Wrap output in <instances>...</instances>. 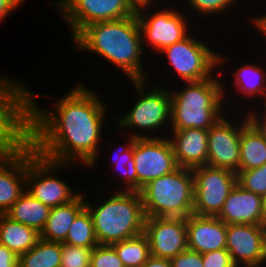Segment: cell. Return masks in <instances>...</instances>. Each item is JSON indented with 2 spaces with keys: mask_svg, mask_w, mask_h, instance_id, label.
Returning <instances> with one entry per match:
<instances>
[{
  "mask_svg": "<svg viewBox=\"0 0 266 267\" xmlns=\"http://www.w3.org/2000/svg\"><path fill=\"white\" fill-rule=\"evenodd\" d=\"M255 27H257V30L260 31V33H263L264 37H266V15H258L255 18H252Z\"/></svg>",
  "mask_w": 266,
  "mask_h": 267,
  "instance_id": "60d3db41",
  "label": "cell"
},
{
  "mask_svg": "<svg viewBox=\"0 0 266 267\" xmlns=\"http://www.w3.org/2000/svg\"><path fill=\"white\" fill-rule=\"evenodd\" d=\"M170 93L172 130L197 128L208 130L223 116L226 91L218 79L210 77ZM222 107V108H221ZM221 111V112H220Z\"/></svg>",
  "mask_w": 266,
  "mask_h": 267,
  "instance_id": "3957f363",
  "label": "cell"
},
{
  "mask_svg": "<svg viewBox=\"0 0 266 267\" xmlns=\"http://www.w3.org/2000/svg\"><path fill=\"white\" fill-rule=\"evenodd\" d=\"M249 123L245 120L234 126L224 115L208 129V165L237 173L240 163V133Z\"/></svg>",
  "mask_w": 266,
  "mask_h": 267,
  "instance_id": "5bb4252c",
  "label": "cell"
},
{
  "mask_svg": "<svg viewBox=\"0 0 266 267\" xmlns=\"http://www.w3.org/2000/svg\"><path fill=\"white\" fill-rule=\"evenodd\" d=\"M57 5L71 25L73 39L89 24L120 20L136 14L127 0H62Z\"/></svg>",
  "mask_w": 266,
  "mask_h": 267,
  "instance_id": "30bf717a",
  "label": "cell"
},
{
  "mask_svg": "<svg viewBox=\"0 0 266 267\" xmlns=\"http://www.w3.org/2000/svg\"><path fill=\"white\" fill-rule=\"evenodd\" d=\"M62 243L84 248H94L98 245L93 219L86 207L76 216Z\"/></svg>",
  "mask_w": 266,
  "mask_h": 267,
  "instance_id": "484cf974",
  "label": "cell"
},
{
  "mask_svg": "<svg viewBox=\"0 0 266 267\" xmlns=\"http://www.w3.org/2000/svg\"><path fill=\"white\" fill-rule=\"evenodd\" d=\"M145 217L187 218L193 214L194 175L178 167L151 180L139 190Z\"/></svg>",
  "mask_w": 266,
  "mask_h": 267,
  "instance_id": "5b68a950",
  "label": "cell"
},
{
  "mask_svg": "<svg viewBox=\"0 0 266 267\" xmlns=\"http://www.w3.org/2000/svg\"><path fill=\"white\" fill-rule=\"evenodd\" d=\"M262 209H263L264 221L266 222V193L262 196Z\"/></svg>",
  "mask_w": 266,
  "mask_h": 267,
  "instance_id": "b9f144b4",
  "label": "cell"
},
{
  "mask_svg": "<svg viewBox=\"0 0 266 267\" xmlns=\"http://www.w3.org/2000/svg\"><path fill=\"white\" fill-rule=\"evenodd\" d=\"M124 267H142L150 255L149 241L142 233L138 236L113 243Z\"/></svg>",
  "mask_w": 266,
  "mask_h": 267,
  "instance_id": "d4e9b609",
  "label": "cell"
},
{
  "mask_svg": "<svg viewBox=\"0 0 266 267\" xmlns=\"http://www.w3.org/2000/svg\"><path fill=\"white\" fill-rule=\"evenodd\" d=\"M26 191V139L22 136L0 157V214Z\"/></svg>",
  "mask_w": 266,
  "mask_h": 267,
  "instance_id": "2e32d148",
  "label": "cell"
},
{
  "mask_svg": "<svg viewBox=\"0 0 266 267\" xmlns=\"http://www.w3.org/2000/svg\"><path fill=\"white\" fill-rule=\"evenodd\" d=\"M88 203L85 201V207L92 216L98 244L112 245L144 232L146 217L139 191L119 190L96 208Z\"/></svg>",
  "mask_w": 266,
  "mask_h": 267,
  "instance_id": "277c9868",
  "label": "cell"
},
{
  "mask_svg": "<svg viewBox=\"0 0 266 267\" xmlns=\"http://www.w3.org/2000/svg\"><path fill=\"white\" fill-rule=\"evenodd\" d=\"M186 227L188 249L201 254L226 249L227 225L218 217L191 214Z\"/></svg>",
  "mask_w": 266,
  "mask_h": 267,
  "instance_id": "e0dca14e",
  "label": "cell"
},
{
  "mask_svg": "<svg viewBox=\"0 0 266 267\" xmlns=\"http://www.w3.org/2000/svg\"><path fill=\"white\" fill-rule=\"evenodd\" d=\"M264 95H265V99H264V104L263 105H265L264 107H266V88H265V91H264ZM265 111H266V108L264 109Z\"/></svg>",
  "mask_w": 266,
  "mask_h": 267,
  "instance_id": "7bdbcfd3",
  "label": "cell"
},
{
  "mask_svg": "<svg viewBox=\"0 0 266 267\" xmlns=\"http://www.w3.org/2000/svg\"><path fill=\"white\" fill-rule=\"evenodd\" d=\"M61 166L65 163L42 157L26 140V191L50 208L67 204L79 195L66 182L53 176L52 172Z\"/></svg>",
  "mask_w": 266,
  "mask_h": 267,
  "instance_id": "8992f818",
  "label": "cell"
},
{
  "mask_svg": "<svg viewBox=\"0 0 266 267\" xmlns=\"http://www.w3.org/2000/svg\"><path fill=\"white\" fill-rule=\"evenodd\" d=\"M226 225L253 224L266 226L262 209V197L236 184L217 216Z\"/></svg>",
  "mask_w": 266,
  "mask_h": 267,
  "instance_id": "ac0fdd59",
  "label": "cell"
},
{
  "mask_svg": "<svg viewBox=\"0 0 266 267\" xmlns=\"http://www.w3.org/2000/svg\"><path fill=\"white\" fill-rule=\"evenodd\" d=\"M139 92L138 101L126 116L118 118V126L124 128L137 127L148 131H155L165 122L171 121L170 92L160 88H153L145 92L144 80H132ZM146 93V94H145ZM167 120V121H166Z\"/></svg>",
  "mask_w": 266,
  "mask_h": 267,
  "instance_id": "8fae6325",
  "label": "cell"
},
{
  "mask_svg": "<svg viewBox=\"0 0 266 267\" xmlns=\"http://www.w3.org/2000/svg\"><path fill=\"white\" fill-rule=\"evenodd\" d=\"M139 134H132L129 138V143L127 146H125V148L123 149V151L120 149V152L122 154H120V157L118 159H116V167H118L124 175V181H125V188L124 191H135V181H134V177H133V171H132V165H133V153H134V142L136 140V138H150V136H144V135H140ZM119 156V155H118ZM115 161V160H114ZM118 169V170H119ZM121 172V173H122ZM127 185V186H126Z\"/></svg>",
  "mask_w": 266,
  "mask_h": 267,
  "instance_id": "f1b7e54d",
  "label": "cell"
},
{
  "mask_svg": "<svg viewBox=\"0 0 266 267\" xmlns=\"http://www.w3.org/2000/svg\"><path fill=\"white\" fill-rule=\"evenodd\" d=\"M178 168L172 144L163 137L136 138L133 153L135 191L151 180L168 175Z\"/></svg>",
  "mask_w": 266,
  "mask_h": 267,
  "instance_id": "9c48e42d",
  "label": "cell"
},
{
  "mask_svg": "<svg viewBox=\"0 0 266 267\" xmlns=\"http://www.w3.org/2000/svg\"><path fill=\"white\" fill-rule=\"evenodd\" d=\"M90 267H124L112 245L98 244L93 248Z\"/></svg>",
  "mask_w": 266,
  "mask_h": 267,
  "instance_id": "1f68e13d",
  "label": "cell"
},
{
  "mask_svg": "<svg viewBox=\"0 0 266 267\" xmlns=\"http://www.w3.org/2000/svg\"><path fill=\"white\" fill-rule=\"evenodd\" d=\"M265 74V76H264ZM235 84L237 91L239 90L243 94L253 95H260L264 94L266 88V73L259 68L252 65H245L235 71Z\"/></svg>",
  "mask_w": 266,
  "mask_h": 267,
  "instance_id": "4316f807",
  "label": "cell"
},
{
  "mask_svg": "<svg viewBox=\"0 0 266 267\" xmlns=\"http://www.w3.org/2000/svg\"><path fill=\"white\" fill-rule=\"evenodd\" d=\"M23 119H0V157L22 136Z\"/></svg>",
  "mask_w": 266,
  "mask_h": 267,
  "instance_id": "f546056e",
  "label": "cell"
},
{
  "mask_svg": "<svg viewBox=\"0 0 266 267\" xmlns=\"http://www.w3.org/2000/svg\"><path fill=\"white\" fill-rule=\"evenodd\" d=\"M226 250L237 267H260L266 261V226L228 224Z\"/></svg>",
  "mask_w": 266,
  "mask_h": 267,
  "instance_id": "7c38bea8",
  "label": "cell"
},
{
  "mask_svg": "<svg viewBox=\"0 0 266 267\" xmlns=\"http://www.w3.org/2000/svg\"><path fill=\"white\" fill-rule=\"evenodd\" d=\"M190 7L197 12L206 14H219L225 12L227 8H231L236 0H188Z\"/></svg>",
  "mask_w": 266,
  "mask_h": 267,
  "instance_id": "d6a6232c",
  "label": "cell"
},
{
  "mask_svg": "<svg viewBox=\"0 0 266 267\" xmlns=\"http://www.w3.org/2000/svg\"><path fill=\"white\" fill-rule=\"evenodd\" d=\"M150 255L171 259L187 249L186 218L146 217Z\"/></svg>",
  "mask_w": 266,
  "mask_h": 267,
  "instance_id": "9a60e30c",
  "label": "cell"
},
{
  "mask_svg": "<svg viewBox=\"0 0 266 267\" xmlns=\"http://www.w3.org/2000/svg\"><path fill=\"white\" fill-rule=\"evenodd\" d=\"M170 260L172 267H203L202 254L188 248Z\"/></svg>",
  "mask_w": 266,
  "mask_h": 267,
  "instance_id": "e575fe53",
  "label": "cell"
},
{
  "mask_svg": "<svg viewBox=\"0 0 266 267\" xmlns=\"http://www.w3.org/2000/svg\"><path fill=\"white\" fill-rule=\"evenodd\" d=\"M144 11L145 9H142L136 13L142 44L146 42V39L147 44H150L149 46L162 51L188 35V25L185 17H183L184 14L182 15L172 8L170 10L164 8L153 15L145 14Z\"/></svg>",
  "mask_w": 266,
  "mask_h": 267,
  "instance_id": "4fadbf2b",
  "label": "cell"
},
{
  "mask_svg": "<svg viewBox=\"0 0 266 267\" xmlns=\"http://www.w3.org/2000/svg\"><path fill=\"white\" fill-rule=\"evenodd\" d=\"M170 140L178 167L194 169L208 165V130H171Z\"/></svg>",
  "mask_w": 266,
  "mask_h": 267,
  "instance_id": "d6986e66",
  "label": "cell"
},
{
  "mask_svg": "<svg viewBox=\"0 0 266 267\" xmlns=\"http://www.w3.org/2000/svg\"><path fill=\"white\" fill-rule=\"evenodd\" d=\"M74 42L76 48L97 53L121 68L131 81L146 80L140 63L143 44L136 14L89 24L74 38Z\"/></svg>",
  "mask_w": 266,
  "mask_h": 267,
  "instance_id": "7a4b0ae2",
  "label": "cell"
},
{
  "mask_svg": "<svg viewBox=\"0 0 266 267\" xmlns=\"http://www.w3.org/2000/svg\"><path fill=\"white\" fill-rule=\"evenodd\" d=\"M92 250L62 243L60 267H90Z\"/></svg>",
  "mask_w": 266,
  "mask_h": 267,
  "instance_id": "4dcf8cb0",
  "label": "cell"
},
{
  "mask_svg": "<svg viewBox=\"0 0 266 267\" xmlns=\"http://www.w3.org/2000/svg\"><path fill=\"white\" fill-rule=\"evenodd\" d=\"M24 0H0V22L23 3Z\"/></svg>",
  "mask_w": 266,
  "mask_h": 267,
  "instance_id": "74e56055",
  "label": "cell"
},
{
  "mask_svg": "<svg viewBox=\"0 0 266 267\" xmlns=\"http://www.w3.org/2000/svg\"><path fill=\"white\" fill-rule=\"evenodd\" d=\"M161 52L166 53L170 65L185 82H199L212 77L213 69L222 62L221 55L189 34Z\"/></svg>",
  "mask_w": 266,
  "mask_h": 267,
  "instance_id": "52a82bcc",
  "label": "cell"
},
{
  "mask_svg": "<svg viewBox=\"0 0 266 267\" xmlns=\"http://www.w3.org/2000/svg\"><path fill=\"white\" fill-rule=\"evenodd\" d=\"M142 267H172V264L168 258L150 256Z\"/></svg>",
  "mask_w": 266,
  "mask_h": 267,
  "instance_id": "f35d334b",
  "label": "cell"
},
{
  "mask_svg": "<svg viewBox=\"0 0 266 267\" xmlns=\"http://www.w3.org/2000/svg\"><path fill=\"white\" fill-rule=\"evenodd\" d=\"M203 267H237L226 249L202 254Z\"/></svg>",
  "mask_w": 266,
  "mask_h": 267,
  "instance_id": "836d02e7",
  "label": "cell"
},
{
  "mask_svg": "<svg viewBox=\"0 0 266 267\" xmlns=\"http://www.w3.org/2000/svg\"><path fill=\"white\" fill-rule=\"evenodd\" d=\"M40 239V233L29 226L0 214V244L12 250L18 257L31 249Z\"/></svg>",
  "mask_w": 266,
  "mask_h": 267,
  "instance_id": "44dd1931",
  "label": "cell"
},
{
  "mask_svg": "<svg viewBox=\"0 0 266 267\" xmlns=\"http://www.w3.org/2000/svg\"><path fill=\"white\" fill-rule=\"evenodd\" d=\"M61 255L62 242L40 238L31 249L19 256L18 267H60Z\"/></svg>",
  "mask_w": 266,
  "mask_h": 267,
  "instance_id": "cb8c5ba5",
  "label": "cell"
},
{
  "mask_svg": "<svg viewBox=\"0 0 266 267\" xmlns=\"http://www.w3.org/2000/svg\"><path fill=\"white\" fill-rule=\"evenodd\" d=\"M50 210L49 206L44 205L25 191L5 215L11 220L32 227L41 233L46 225Z\"/></svg>",
  "mask_w": 266,
  "mask_h": 267,
  "instance_id": "7402d4cb",
  "label": "cell"
},
{
  "mask_svg": "<svg viewBox=\"0 0 266 267\" xmlns=\"http://www.w3.org/2000/svg\"><path fill=\"white\" fill-rule=\"evenodd\" d=\"M237 184L243 189L263 196L266 193V163L246 171H238Z\"/></svg>",
  "mask_w": 266,
  "mask_h": 267,
  "instance_id": "83f0119b",
  "label": "cell"
},
{
  "mask_svg": "<svg viewBox=\"0 0 266 267\" xmlns=\"http://www.w3.org/2000/svg\"><path fill=\"white\" fill-rule=\"evenodd\" d=\"M23 86V137L35 152L51 161L95 166L106 108L95 92L77 85L57 101L54 112L38 108ZM78 158V159H77Z\"/></svg>",
  "mask_w": 266,
  "mask_h": 267,
  "instance_id": "6da1fadb",
  "label": "cell"
},
{
  "mask_svg": "<svg viewBox=\"0 0 266 267\" xmlns=\"http://www.w3.org/2000/svg\"><path fill=\"white\" fill-rule=\"evenodd\" d=\"M247 118H248L249 123L253 126V128L266 141V114L262 120V118L259 119V117L255 113H253V111L251 110V112L248 113Z\"/></svg>",
  "mask_w": 266,
  "mask_h": 267,
  "instance_id": "8d00e7d4",
  "label": "cell"
},
{
  "mask_svg": "<svg viewBox=\"0 0 266 267\" xmlns=\"http://www.w3.org/2000/svg\"><path fill=\"white\" fill-rule=\"evenodd\" d=\"M266 163V141L248 123L240 133L239 171L257 168Z\"/></svg>",
  "mask_w": 266,
  "mask_h": 267,
  "instance_id": "603a6c76",
  "label": "cell"
},
{
  "mask_svg": "<svg viewBox=\"0 0 266 267\" xmlns=\"http://www.w3.org/2000/svg\"><path fill=\"white\" fill-rule=\"evenodd\" d=\"M194 175L193 214L217 217L230 191L237 184L233 171L204 165L192 169Z\"/></svg>",
  "mask_w": 266,
  "mask_h": 267,
  "instance_id": "ba28073f",
  "label": "cell"
},
{
  "mask_svg": "<svg viewBox=\"0 0 266 267\" xmlns=\"http://www.w3.org/2000/svg\"><path fill=\"white\" fill-rule=\"evenodd\" d=\"M19 257L6 246L0 244V267H18Z\"/></svg>",
  "mask_w": 266,
  "mask_h": 267,
  "instance_id": "d590c367",
  "label": "cell"
},
{
  "mask_svg": "<svg viewBox=\"0 0 266 267\" xmlns=\"http://www.w3.org/2000/svg\"><path fill=\"white\" fill-rule=\"evenodd\" d=\"M131 8L137 13L151 4L152 0H127Z\"/></svg>",
  "mask_w": 266,
  "mask_h": 267,
  "instance_id": "ab89813d",
  "label": "cell"
},
{
  "mask_svg": "<svg viewBox=\"0 0 266 267\" xmlns=\"http://www.w3.org/2000/svg\"><path fill=\"white\" fill-rule=\"evenodd\" d=\"M85 198L79 195L71 202L51 208L40 238L46 241L63 242L76 216L85 208Z\"/></svg>",
  "mask_w": 266,
  "mask_h": 267,
  "instance_id": "ffe728a7",
  "label": "cell"
}]
</instances>
